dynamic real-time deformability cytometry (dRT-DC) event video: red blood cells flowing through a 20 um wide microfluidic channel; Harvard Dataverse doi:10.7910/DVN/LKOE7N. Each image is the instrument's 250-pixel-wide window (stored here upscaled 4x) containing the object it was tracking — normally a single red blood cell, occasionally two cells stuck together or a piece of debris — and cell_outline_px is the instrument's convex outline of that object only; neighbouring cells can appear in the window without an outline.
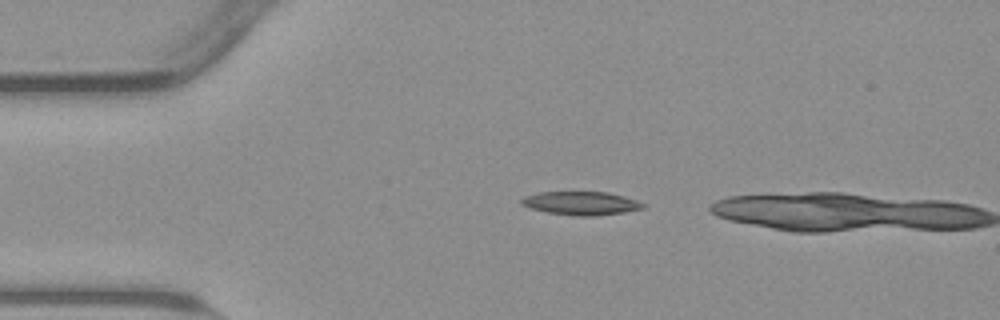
{"species": "common noctule bat (a hibernating species)", "species_latin": "Nyctalus noctula", "temperature_condition": "warm", "stored_images_in_passage": 2, "camera_frame_rate_fps": 3000, "um_per_image_px": 0.085, "animal": {"sex": "male", "body_mass_g": 23.1, "forearm_length_mm": 52.7}, "frame": {"image": 1, "passage_image": 1, "time_ms": 0.0, "image_size_px": [1000, 320], "cell_outline_px": [[644, 208], [624, 212], [596, 216], [576, 216], [548, 212], [532, 208], [520, 204], [520, 200], [524, 196], [536, 192], [608, 192], [624, 196], [636, 200], [644, 204]], "centroid_in_image_um": [49.38, 17.27], "position_along_channel_um": 35.6, "area_um2": 16.59}}